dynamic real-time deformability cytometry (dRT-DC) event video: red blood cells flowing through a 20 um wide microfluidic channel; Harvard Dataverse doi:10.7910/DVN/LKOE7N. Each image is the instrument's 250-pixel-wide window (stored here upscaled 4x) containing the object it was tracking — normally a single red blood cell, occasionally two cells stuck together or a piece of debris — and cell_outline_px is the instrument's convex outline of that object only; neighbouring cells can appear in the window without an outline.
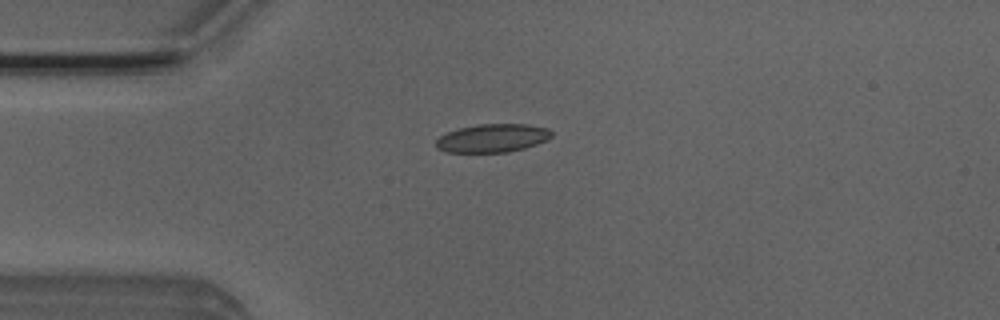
{"species": "Egyptian fruit bat (a non-hibernating species)", "species_latin": "Rousettus aegyptiacus", "temperature_condition": "room temperature", "stored_images_in_passage": 4, "camera_frame_rate_fps": 3000, "um_per_image_px": 0.085, "animal": {"sex": "male"}, "frame": {"image": 1, "passage_image": 1, "time_ms": 0.0, "image_size_px": [1000, 320], "cell_outline_px": [[552, 136], [548, 140], [524, 148], [508, 152], [444, 152], [436, 148], [436, 140], [440, 136], [448, 132], [460, 128], [476, 124], [528, 124], [548, 128], [552, 132]], "centroid_in_image_um": [41.87, 11.74], "position_along_channel_um": 43.1, "area_um2": 19.13}}